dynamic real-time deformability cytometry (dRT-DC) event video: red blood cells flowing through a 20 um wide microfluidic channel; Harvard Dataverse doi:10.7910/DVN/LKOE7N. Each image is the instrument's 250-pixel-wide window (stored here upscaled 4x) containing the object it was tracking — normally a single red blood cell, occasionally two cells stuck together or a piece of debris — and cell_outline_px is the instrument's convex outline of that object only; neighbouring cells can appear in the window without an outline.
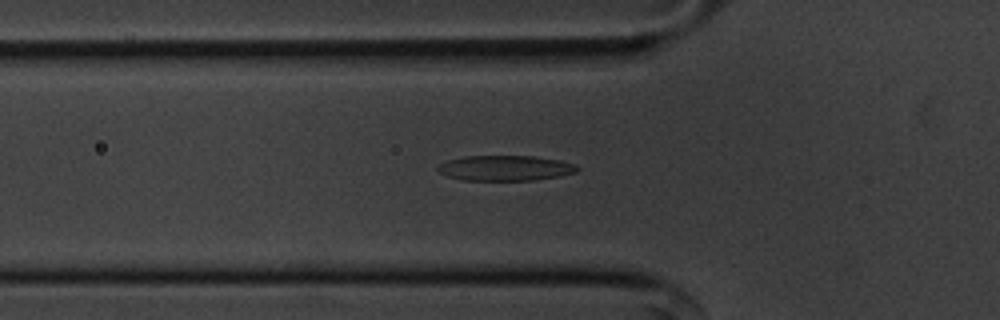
{"species": "common noctule bat (a hibernating species)", "species_latin": "Nyctalus noctula", "temperature_condition": "cold", "stored_images_in_passage": 54, "camera_frame_rate_fps": 3000, "um_per_image_px": 0.085, "animal": {"sex": "male", "body_mass_g": 20.1, "forearm_length_mm": 53.5}, "frame": {"image": 1, "passage_image": 17, "time_ms": 5.333, "image_size_px": [1000, 320], "cell_outline_px": [[580, 168], [576, 172], [560, 176], [532, 180], [464, 180], [448, 176], [440, 172], [436, 168], [440, 164], [448, 160], [468, 156], [532, 156], [560, 160], [572, 164]], "centroid_in_image_um": [42.95, 14.28], "position_along_channel_um": 82.8, "area_um2": 20.29}}
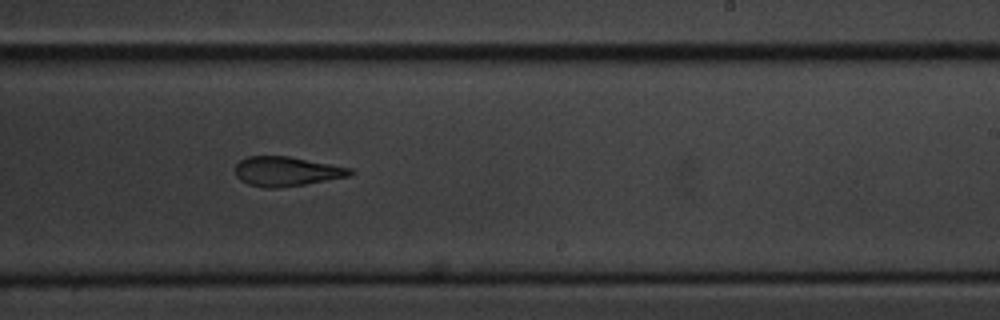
{"frame": {"image": 2, "passage_image": 32, "time_ms": 10.333, "image_size_px": [1000, 320], "cell_outline_px": [[356, 172], [352, 176], [304, 184], [276, 188], [264, 188], [248, 184], [240, 180], [236, 176], [236, 164], [240, 160], [248, 156], [288, 156], [352, 168]], "centroid_in_image_um": [24.38, 14.57], "position_along_channel_um": 264.6, "area_um2": 19.83}}
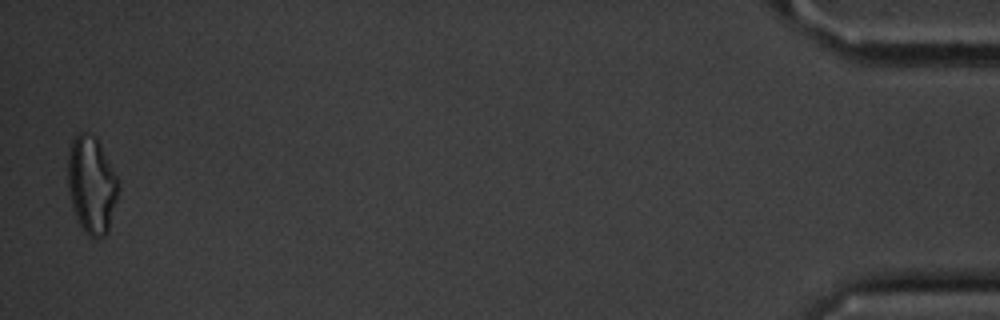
{"frame": {"image": 3, "passage_image": 53, "time_ms": 17.333, "image_size_px": [1000, 320], "cell_outline_px": [[120, 188], [108, 232], [104, 236], [88, 236], [84, 232], [72, 208], [68, 188], [68, 152], [72, 140], [80, 132], [88, 132], [96, 136], [120, 180]], "centroid_in_image_um": [7.81, 15.69], "position_along_channel_um": 427.4, "area_um2": 28.96}, "authors_computed_cell_mechanics": {"area_um2": 20.6346, "velocity_mm_per_s": 3.6143, "shape_relaxation_time_tau1_ms": 7.2902, "shape_relaxation_time_tau2_ms": 4.129, "deformation_change_tau1": 0.1995, "deformation_change_tau2": 0.1469}}